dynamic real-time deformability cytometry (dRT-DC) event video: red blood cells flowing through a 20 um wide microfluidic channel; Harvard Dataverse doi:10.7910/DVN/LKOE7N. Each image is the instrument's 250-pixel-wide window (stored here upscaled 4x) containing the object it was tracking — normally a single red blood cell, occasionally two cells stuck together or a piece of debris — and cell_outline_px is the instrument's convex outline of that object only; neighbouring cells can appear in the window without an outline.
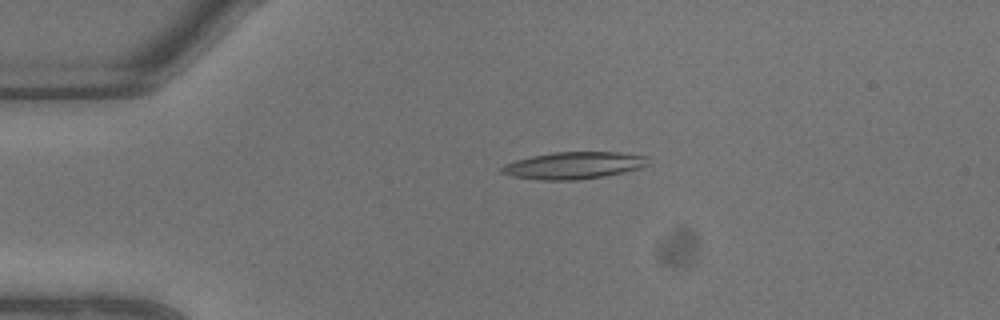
{"species": "common noctule bat (a hibernating species)", "species_latin": "Nyctalus noctula", "temperature_condition": "warm", "stored_images_in_passage": 11, "camera_frame_rate_fps": 3000, "um_per_image_px": 0.085, "animal": {"sex": "male", "body_mass_g": 13.3}, "frame": {"image": 1, "passage_image": 5, "time_ms": 1.333, "image_size_px": [1000, 320], "cell_outline_px": [[648, 164], [640, 168], [624, 172], [604, 176], [576, 180], [540, 180], [512, 176], [500, 172], [500, 168], [504, 164], [516, 160], [532, 156], [552, 152], [624, 152], [648, 156]], "centroid_in_image_um": [48.78, 14.05], "position_along_channel_um": 36.2, "area_um2": 23.18}}
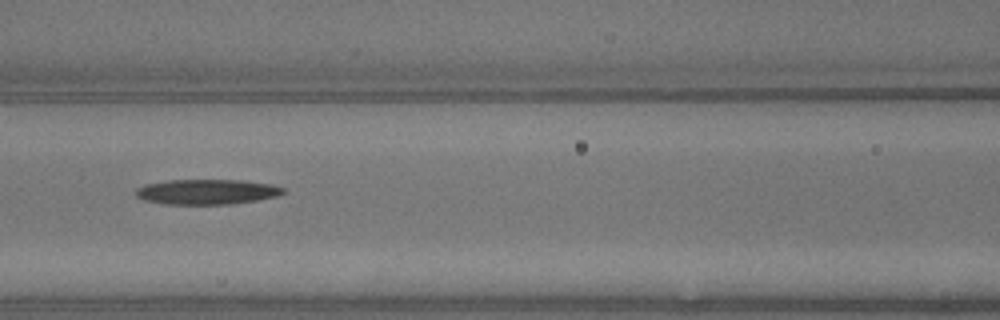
{"frame": {"image": 2, "passage_image": 10, "time_ms": 3.0, "image_size_px": [1000, 320], "cell_outline_px": [[288, 192], [276, 196], [260, 200], [232, 204], [164, 204], [144, 200], [136, 196], [136, 188], [148, 184], [168, 180], [240, 180], [272, 184], [284, 188]], "centroid_in_image_um": [17.63, 16.31], "position_along_channel_um": 149.0, "area_um2": 21.68}}
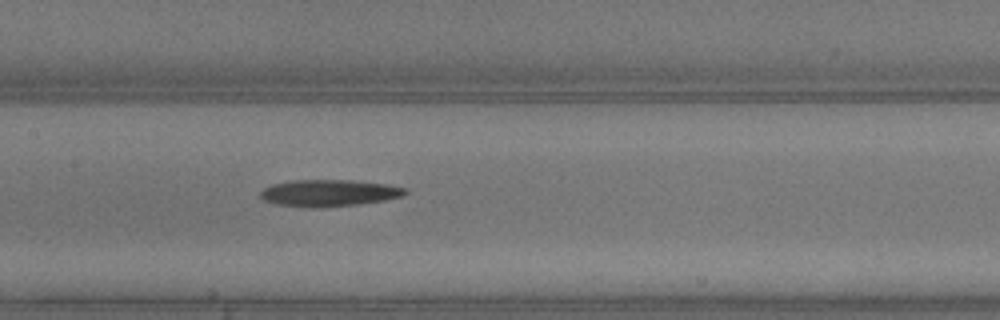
{"frame": {"image": 3, "passage_image": 11, "time_ms": 3.333, "image_size_px": [1000, 320], "cell_outline_px": [[408, 192], [404, 196], [384, 200], [360, 204], [324, 208], [316, 208], [276, 204], [264, 200], [260, 196], [260, 192], [264, 188], [272, 184], [292, 180], [352, 180], [384, 184], [408, 188]], "centroid_in_image_um": [27.98, 16.41], "position_along_channel_um": 179.4, "area_um2": 22.72}}